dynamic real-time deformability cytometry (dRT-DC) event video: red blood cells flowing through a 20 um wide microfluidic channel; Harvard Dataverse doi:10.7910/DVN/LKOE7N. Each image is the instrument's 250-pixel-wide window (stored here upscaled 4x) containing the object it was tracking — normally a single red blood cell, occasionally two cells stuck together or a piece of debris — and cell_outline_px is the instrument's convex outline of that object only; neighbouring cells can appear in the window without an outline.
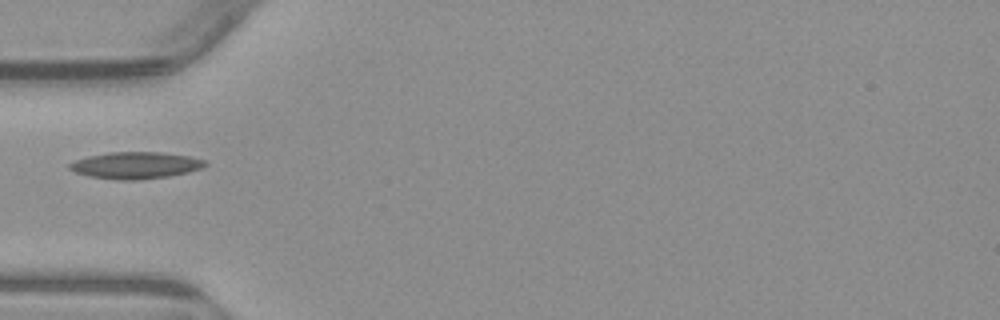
{"species": "common noctule bat (a hibernating species)", "species_latin": "Nyctalus noctula", "temperature_condition": "warm", "stored_images_in_passage": 1, "camera_frame_rate_fps": 3000, "um_per_image_px": 0.085, "animal": {"sex": "male", "body_mass_g": 23.1, "forearm_length_mm": 52.7}, "frame": {"image": 1, "passage_image": 1, "time_ms": 0.0, "image_size_px": [1000, 320], "cell_outline_px": [[208, 164], [200, 168], [188, 172], [168, 176], [136, 180], [120, 180], [88, 176], [76, 172], [68, 168], [68, 164], [76, 160], [88, 156], [108, 152], [160, 152], [188, 156], [204, 160]], "centroid_in_image_um": [11.5, 14.05], "position_along_channel_um": 73.5, "area_um2": 20.98}}